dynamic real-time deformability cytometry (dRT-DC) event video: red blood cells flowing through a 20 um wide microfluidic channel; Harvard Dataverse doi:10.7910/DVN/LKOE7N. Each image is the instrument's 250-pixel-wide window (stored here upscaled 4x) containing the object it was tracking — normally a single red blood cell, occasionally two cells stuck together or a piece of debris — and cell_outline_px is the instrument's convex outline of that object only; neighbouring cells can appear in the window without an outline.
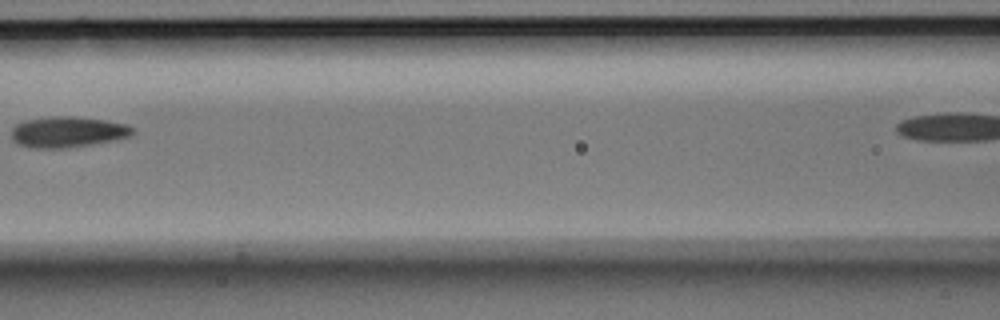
{"species": "Egyptian fruit bat (a non-hibernating species)", "species_latin": "Rousettus aegyptiacus", "temperature_condition": "room temperature", "stored_images_in_passage": 6, "segment_of_instrument_passage": [1, 2], "camera_frame_rate_fps": 3000, "um_per_image_px": 0.085, "animal": {"sex": "male"}, "frame": {"image": 1, "passage_image": 5, "time_ms": 1.333, "image_size_px": [1000, 320], "cell_outline_px": [[136, 132], [132, 136], [116, 140], [92, 144], [64, 148], [32, 148], [20, 144], [12, 140], [12, 128], [16, 124], [24, 120], [52, 116], [72, 116], [104, 120], [128, 124], [136, 128]], "centroid_in_image_um": [5.81, 11.21], "position_along_channel_um": 160.8, "area_um2": 22.02}}